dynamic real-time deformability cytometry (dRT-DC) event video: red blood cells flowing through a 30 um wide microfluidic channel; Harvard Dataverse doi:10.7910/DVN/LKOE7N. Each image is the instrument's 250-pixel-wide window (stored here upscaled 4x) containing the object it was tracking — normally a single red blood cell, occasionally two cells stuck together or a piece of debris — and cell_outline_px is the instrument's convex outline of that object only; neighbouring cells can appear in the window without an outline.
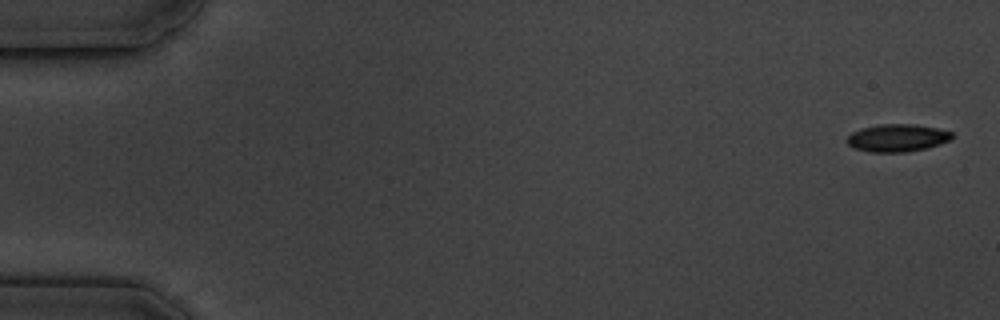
{"species": "common noctule bat (a hibernating species)", "species_latin": "Nyctalus noctula", "temperature_condition": "cold", "stored_images_in_passage": 10, "camera_frame_rate_fps": 3000, "um_per_image_px": 0.085, "animal": {"sex": "male", "body_mass_g": 19.5, "forearm_length_mm": 54.6}, "frame": {"image": 1, "passage_image": 1, "time_ms": 0.0, "image_size_px": [1000, 320], "cell_outline_px": [[952, 140], [928, 148], [908, 152], [868, 152], [856, 148], [848, 144], [844, 140], [852, 132], [864, 128], [880, 124], [916, 124], [936, 128], [952, 132]], "centroid_in_image_um": [76.29, 11.73], "position_along_channel_um": 8.7, "area_um2": 16.94}}
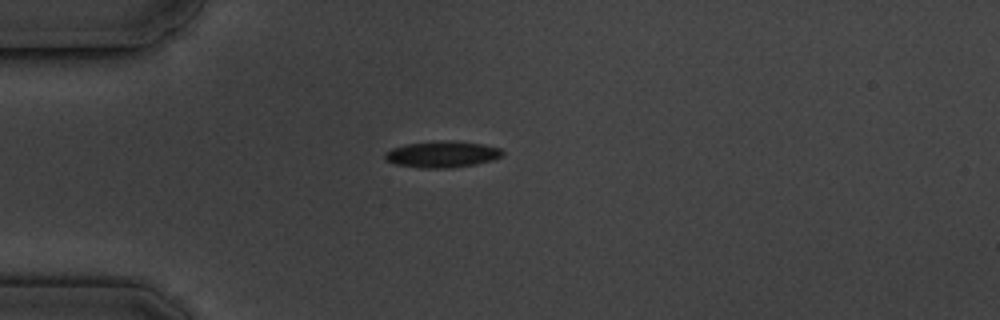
{"frame": {"image": 2, "passage_image": 5, "time_ms": 4.667, "image_size_px": [1000, 320], "cell_outline_px": [[504, 152], [500, 156], [492, 160], [476, 164], [452, 168], [420, 168], [396, 164], [384, 160], [384, 152], [392, 148], [408, 144], [440, 140], [452, 140], [484, 144], [500, 148]], "centroid_in_image_um": [37.57, 13.11], "position_along_channel_um": 47.4, "area_um2": 18.21}}